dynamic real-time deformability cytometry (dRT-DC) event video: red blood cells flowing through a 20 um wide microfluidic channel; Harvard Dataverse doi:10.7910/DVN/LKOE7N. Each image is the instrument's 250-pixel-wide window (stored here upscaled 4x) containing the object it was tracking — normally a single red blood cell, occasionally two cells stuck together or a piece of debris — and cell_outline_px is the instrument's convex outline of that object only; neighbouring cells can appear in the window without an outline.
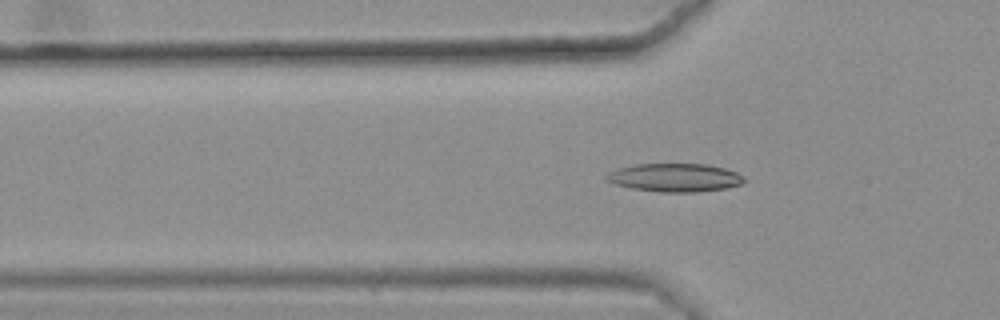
{"species": "common noctule bat (a hibernating species)", "species_latin": "Nyctalus noctula", "temperature_condition": "warm", "stored_images_in_passage": 47, "camera_frame_rate_fps": 3000, "um_per_image_px": 0.085, "animal": {"sex": "female", "body_mass_g": 25.1}, "frame": {"image": 1, "passage_image": 18, "time_ms": 5.667, "image_size_px": [1000, 320], "cell_outline_px": [[748, 180], [744, 184], [728, 188], [696, 192], [660, 192], [632, 188], [616, 184], [604, 180], [604, 176], [608, 172], [620, 168], [636, 164], [708, 164], [724, 168], [736, 172], [744, 176]], "centroid_in_image_um": [57.41, 15.1], "position_along_channel_um": 68.4, "area_um2": 22.95}}
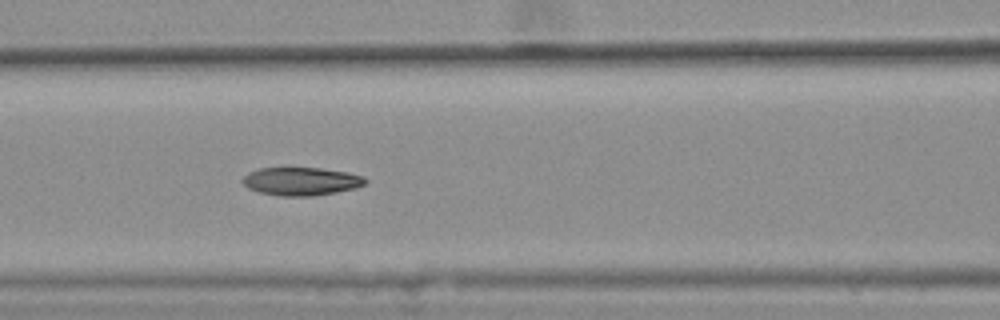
{"frame": {"image": 2, "passage_image": 24, "time_ms": 7.667, "image_size_px": [1000, 320], "cell_outline_px": [[368, 180], [364, 184], [356, 188], [336, 192], [312, 196], [280, 196], [260, 192], [248, 188], [240, 180], [248, 172], [260, 168], [320, 168], [348, 172], [364, 176]], "centroid_in_image_um": [25.6, 15.41], "position_along_channel_um": 141.0, "area_um2": 20.17}}
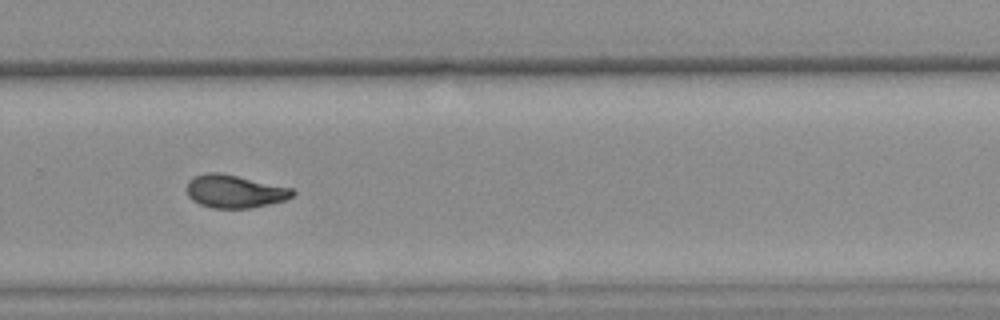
{"frame": {"image": 3, "passage_image": 38, "time_ms": 12.333, "image_size_px": [1000, 320], "cell_outline_px": [[296, 192], [292, 196], [284, 200], [252, 208], [212, 208], [200, 204], [192, 200], [188, 196], [188, 180], [196, 176], [208, 172], [220, 172], [292, 188]], "centroid_in_image_um": [19.94, 16.27], "position_along_channel_um": 309.9, "area_um2": 20.17}, "authors_computed_cell_mechanics": {"area_um2": 20.808, "velocity_mm_per_s": 3.6261, "shape_relaxation_time_tau1_ms": null, "shape_relaxation_time_tau2_ms": 3.6691, "deformation_change_tau1": null, "deformation_change_tau2": 0.0853}}